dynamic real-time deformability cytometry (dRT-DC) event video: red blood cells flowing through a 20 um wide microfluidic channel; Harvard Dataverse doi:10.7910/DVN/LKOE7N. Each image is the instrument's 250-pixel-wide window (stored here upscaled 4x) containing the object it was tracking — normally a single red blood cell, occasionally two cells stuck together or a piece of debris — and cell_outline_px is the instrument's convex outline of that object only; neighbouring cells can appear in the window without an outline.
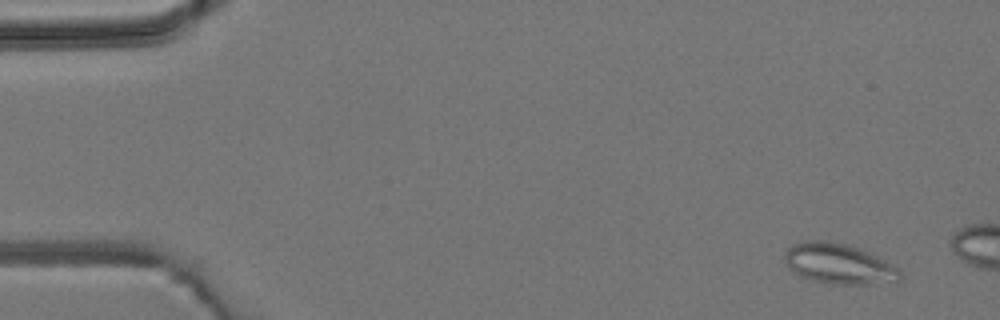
{"species": "common noctule bat (a hibernating species)", "species_latin": "Nyctalus noctula", "temperature_condition": "room temperature", "stored_images_in_passage": 4, "camera_frame_rate_fps": 3000, "um_per_image_px": 0.085, "animal": {"sex": "male", "body_mass_g": 19.2, "forearm_length_mm": 51.8}, "frame": {"image": 1, "passage_image": 2, "time_ms": 1.0, "image_size_px": [1000, 320], "cell_outline_px": [[900, 280], [896, 284], [832, 284], [812, 280], [800, 276], [792, 272], [788, 268], [784, 256], [788, 248], [792, 244], [800, 240], [828, 240], [848, 244], [860, 248], [884, 260], [896, 268], [900, 272]], "centroid_in_image_um": [71.29, 22.42], "position_along_channel_um": 13.7, "area_um2": 27.57}}